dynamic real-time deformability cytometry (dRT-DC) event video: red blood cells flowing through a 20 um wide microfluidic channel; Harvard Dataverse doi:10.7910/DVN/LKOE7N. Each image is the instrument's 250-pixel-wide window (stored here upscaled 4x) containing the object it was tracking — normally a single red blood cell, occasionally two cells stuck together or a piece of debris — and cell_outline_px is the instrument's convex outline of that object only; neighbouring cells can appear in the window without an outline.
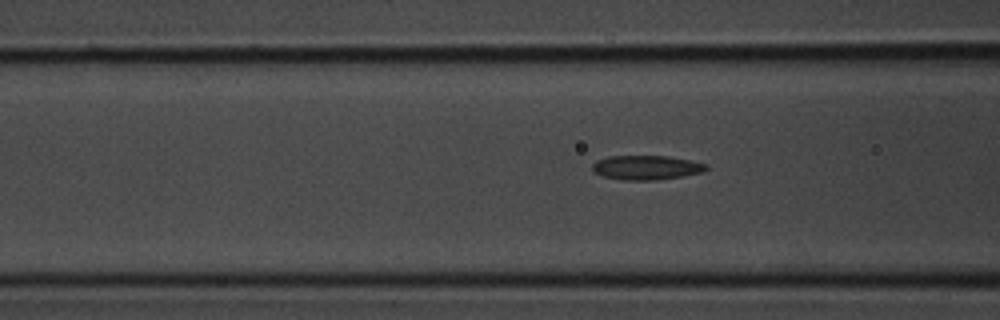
{"species": "common noctule bat (a hibernating species)", "species_latin": "Nyctalus noctula", "temperature_condition": "room temperature", "stored_images_in_passage": 5, "camera_frame_rate_fps": 3000, "um_per_image_px": 0.085, "animal": {"sex": "male", "body_mass_g": 20.1, "forearm_length_mm": 53.5}, "frame": {"image": 1, "passage_image": 5, "time_ms": 1.333, "image_size_px": [1000, 320], "cell_outline_px": [[708, 168], [704, 172], [656, 180], [624, 180], [604, 176], [592, 172], [592, 164], [596, 160], [608, 156], [668, 156], [708, 164]], "centroid_in_image_um": [54.92, 14.24], "position_along_channel_um": 111.7, "area_um2": 16.13}}